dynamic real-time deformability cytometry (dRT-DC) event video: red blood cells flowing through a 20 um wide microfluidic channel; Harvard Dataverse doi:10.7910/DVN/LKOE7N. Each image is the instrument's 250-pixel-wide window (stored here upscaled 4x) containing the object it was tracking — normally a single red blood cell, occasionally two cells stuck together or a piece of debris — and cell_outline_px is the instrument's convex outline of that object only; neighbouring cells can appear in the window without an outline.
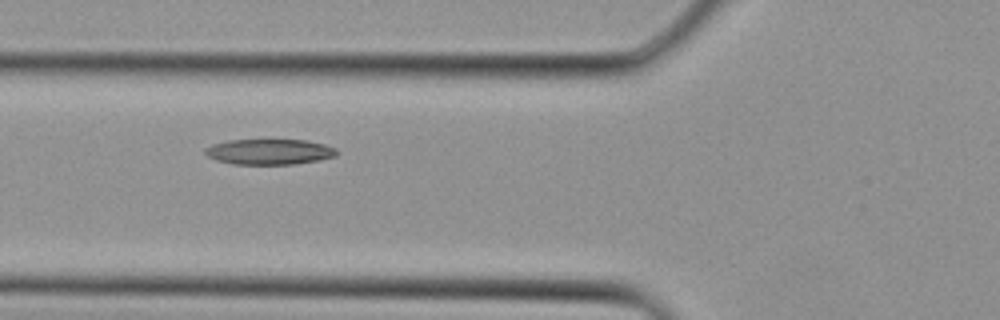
{"species": "Egyptian fruit bat (a non-hibernating species)", "species_latin": "Rousettus aegyptiacus", "temperature_condition": "cold", "stored_images_in_passage": 4, "camera_frame_rate_fps": 3000, "um_per_image_px": 0.085, "animal": {"sex": "female"}, "frame": {"image": 1, "passage_image": 4, "time_ms": 1.0, "image_size_px": [1000, 320], "cell_outline_px": [[340, 152], [336, 156], [320, 160], [292, 164], [232, 164], [216, 160], [208, 156], [204, 152], [204, 148], [212, 144], [228, 140], [308, 140], [324, 144], [336, 148]], "centroid_in_image_um": [22.91, 12.9], "position_along_channel_um": 102.9, "area_um2": 19.71}}